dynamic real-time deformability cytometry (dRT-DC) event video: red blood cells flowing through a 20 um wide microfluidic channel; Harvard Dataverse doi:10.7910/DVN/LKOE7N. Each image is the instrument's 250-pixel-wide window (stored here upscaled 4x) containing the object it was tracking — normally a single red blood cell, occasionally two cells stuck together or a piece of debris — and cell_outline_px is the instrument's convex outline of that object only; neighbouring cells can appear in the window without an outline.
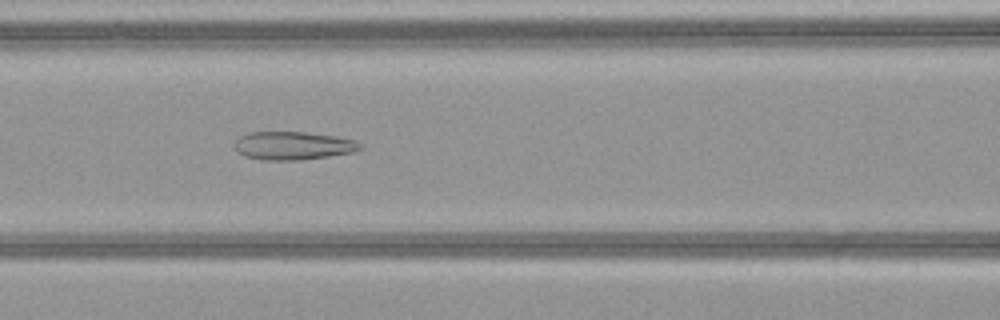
{"species": "common noctule bat (a hibernating species)", "species_latin": "Nyctalus noctula", "temperature_condition": "warm", "stored_images_in_passage": 51, "camera_frame_rate_fps": 3000, "um_per_image_px": 0.085, "animal": {"sex": "female", "body_mass_g": 21.9}, "frame": {"image": 1, "passage_image": 23, "time_ms": 7.333, "image_size_px": [1000, 320], "cell_outline_px": [[364, 148], [352, 152], [328, 156], [300, 160], [264, 160], [244, 156], [236, 152], [236, 140], [240, 136], [248, 132], [304, 132], [336, 136], [356, 140], [364, 144]], "centroid_in_image_um": [24.94, 12.38], "position_along_channel_um": 141.7, "area_um2": 20.75}}
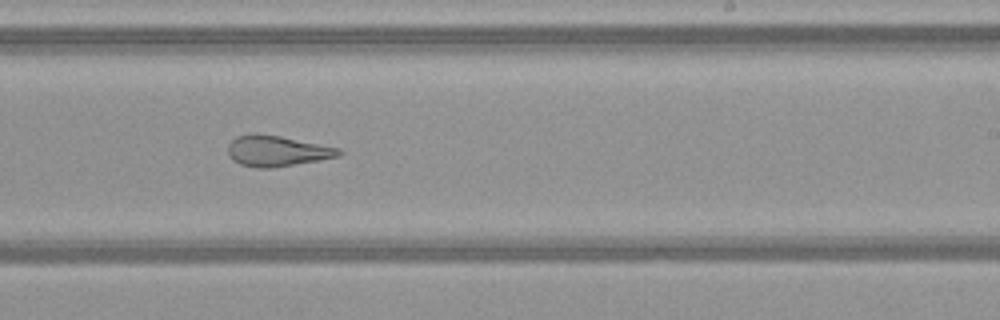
{"frame": {"image": 2, "passage_image": 32, "time_ms": 10.333, "image_size_px": [1000, 320], "cell_outline_px": [[344, 152], [340, 156], [320, 160], [272, 168], [256, 168], [240, 164], [232, 160], [228, 152], [228, 144], [236, 136], [256, 132], [280, 136], [340, 148]], "centroid_in_image_um": [23.54, 12.83], "position_along_channel_um": 265.5, "area_um2": 20.06}}
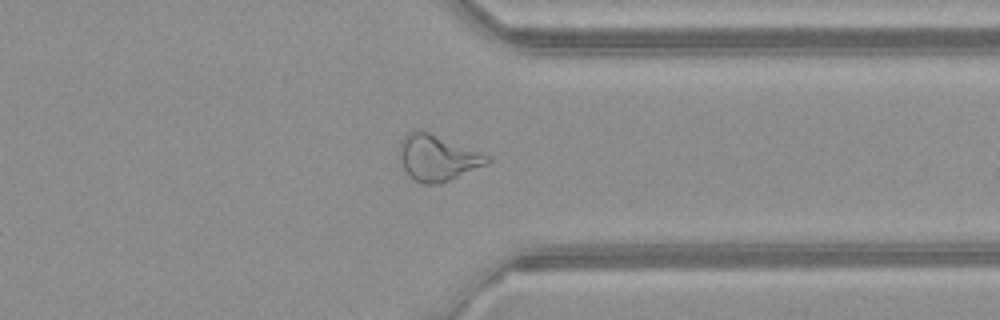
{"frame": {"image": 3, "passage_image": 40, "time_ms": 13.0, "image_size_px": [1000, 320], "cell_outline_px": [[492, 160], [488, 164], [440, 184], [420, 184], [412, 180], [404, 168], [400, 160], [400, 140], [408, 132], [416, 128], [428, 132], [492, 156]], "centroid_in_image_um": [37.19, 13.42], "position_along_channel_um": 374.2, "area_um2": 23.7}, "authors_computed_cell_mechanics": {"area_um2": 25.8366, "velocity_mm_per_s": 4.1401, "shape_relaxation_time_tau1_ms": null, "shape_relaxation_time_tau2_ms": 1.5738, "deformation_change_tau1": null, "deformation_change_tau2": 0.1198}}